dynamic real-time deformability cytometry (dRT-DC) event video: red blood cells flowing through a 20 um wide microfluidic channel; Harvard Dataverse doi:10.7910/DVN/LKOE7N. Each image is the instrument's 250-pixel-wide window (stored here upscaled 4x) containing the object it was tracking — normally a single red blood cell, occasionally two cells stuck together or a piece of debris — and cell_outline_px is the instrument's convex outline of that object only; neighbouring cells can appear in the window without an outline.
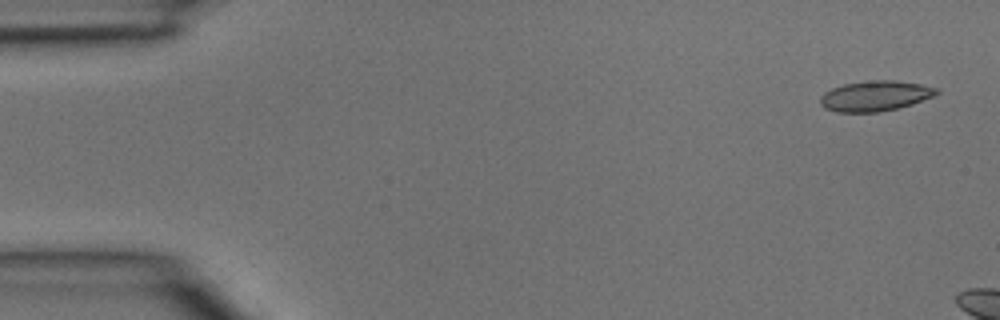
{"species": "common noctule bat (a hibernating species)", "species_latin": "Nyctalus noctula", "temperature_condition": "room temperature", "stored_images_in_passage": 4, "camera_frame_rate_fps": 3000, "um_per_image_px": 0.085, "animal": {"sex": "male", "body_mass_g": 15.6}, "frame": {"image": 1, "passage_image": 1, "time_ms": 0.0, "image_size_px": [1000, 320], "cell_outline_px": [[940, 92], [936, 96], [912, 104], [880, 112], [836, 112], [824, 108], [820, 104], [820, 96], [824, 92], [832, 88], [844, 84], [864, 80], [896, 80], [920, 84], [936, 88]], "centroid_in_image_um": [74.38, 8.15], "position_along_channel_um": 10.6, "area_um2": 20.75}}